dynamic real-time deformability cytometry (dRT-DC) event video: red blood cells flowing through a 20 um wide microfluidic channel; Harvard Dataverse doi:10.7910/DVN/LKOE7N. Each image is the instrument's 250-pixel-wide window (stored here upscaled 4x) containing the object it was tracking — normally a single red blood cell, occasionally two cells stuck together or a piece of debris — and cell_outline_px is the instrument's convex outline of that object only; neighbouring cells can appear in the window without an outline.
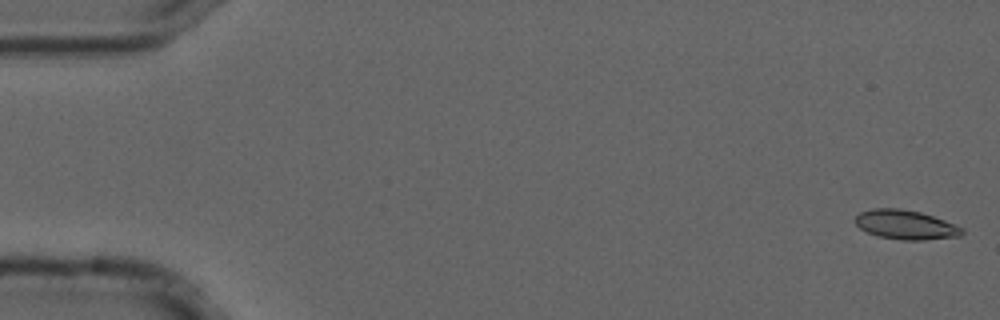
{"species": "common noctule bat (a hibernating species)", "species_latin": "Nyctalus noctula", "temperature_condition": "cold", "stored_images_in_passage": 12, "camera_frame_rate_fps": 3000, "um_per_image_px": 0.085, "animal": {"sex": "male", "forearm_length_mm": 52.5}, "frame": {"image": 1, "passage_image": 1, "time_ms": 0.0, "image_size_px": [1000, 320], "cell_outline_px": [[964, 232], [960, 236], [924, 240], [900, 240], [876, 236], [860, 228], [852, 220], [860, 212], [872, 208], [900, 208], [920, 212], [944, 220], [964, 228]], "centroid_in_image_um": [76.95, 19.1], "position_along_channel_um": 8.0, "area_um2": 18.38}}